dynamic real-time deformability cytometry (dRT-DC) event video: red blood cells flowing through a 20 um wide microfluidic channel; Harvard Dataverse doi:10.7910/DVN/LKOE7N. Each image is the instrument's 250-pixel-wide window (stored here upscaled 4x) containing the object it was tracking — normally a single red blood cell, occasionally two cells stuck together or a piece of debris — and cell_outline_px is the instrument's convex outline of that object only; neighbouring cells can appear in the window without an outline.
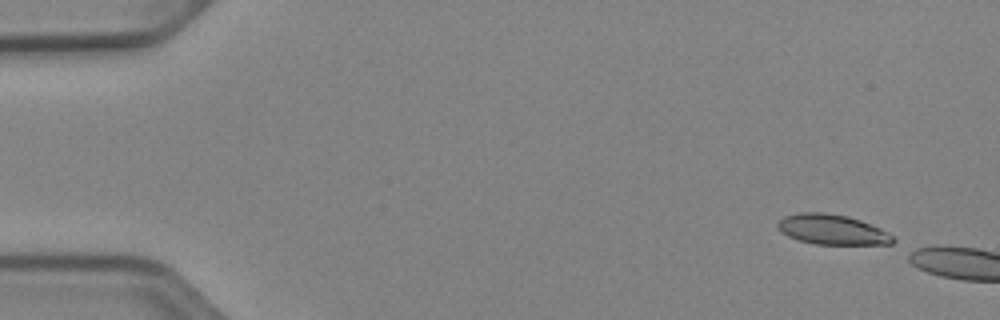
{"species": "Egyptian fruit bat (a non-hibernating species)", "species_latin": "Rousettus aegyptiacus", "temperature_condition": "cold", "stored_images_in_passage": 8, "camera_frame_rate_fps": 3000, "um_per_image_px": 0.085, "animal": {"sex": "female"}, "frame": {"image": 1, "passage_image": 1, "time_ms": 0.0, "image_size_px": [1000, 320], "cell_outline_px": [[896, 240], [892, 244], [816, 244], [800, 240], [788, 236], [780, 232], [776, 228], [776, 224], [784, 216], [800, 212], [824, 212], [848, 216], [860, 220], [880, 228], [896, 236]], "centroid_in_image_um": [70.74, 19.51], "position_along_channel_um": 14.3, "area_um2": 20.35}}